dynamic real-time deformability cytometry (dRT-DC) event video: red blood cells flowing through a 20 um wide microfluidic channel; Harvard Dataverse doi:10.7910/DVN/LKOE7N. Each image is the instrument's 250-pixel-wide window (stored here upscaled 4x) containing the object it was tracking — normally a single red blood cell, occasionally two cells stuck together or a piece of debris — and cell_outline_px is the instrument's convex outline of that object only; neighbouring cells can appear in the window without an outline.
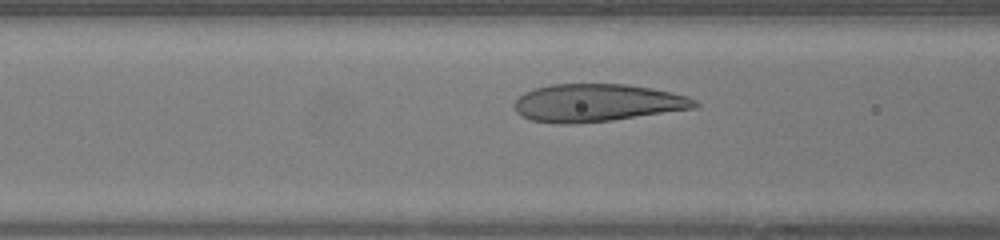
{"species": "human", "species_latin": "Homo sapiens", "temperature_condition": "warm", "stored_images_in_passage": 7, "camera_frame_rate_fps": 3000, "um_per_image_px": 0.085, "donor": {"sex": "female"}, "frame": {"image": 1, "passage_image": 5, "time_ms": 1.333, "image_size_px": [1000, 240], "cell_outline_px": [[700, 104], [696, 108], [612, 120], [576, 124], [556, 124], [532, 120], [520, 116], [516, 112], [512, 104], [524, 92], [536, 88], [552, 84], [624, 84], [672, 92], [688, 96], [696, 100]], "centroid_in_image_um": [50.73, 8.75], "position_along_channel_um": 115.9, "area_um2": 39.77}}